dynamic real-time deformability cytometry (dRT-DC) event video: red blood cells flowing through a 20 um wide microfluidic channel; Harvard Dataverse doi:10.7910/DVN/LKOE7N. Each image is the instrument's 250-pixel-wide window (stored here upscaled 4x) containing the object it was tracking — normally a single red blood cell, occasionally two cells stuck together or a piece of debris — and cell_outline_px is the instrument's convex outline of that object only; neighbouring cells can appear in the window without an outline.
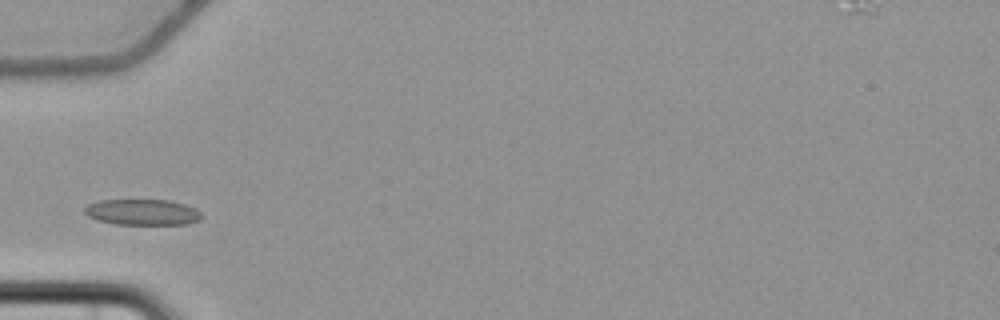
{"species": "common noctule bat (a hibernating species)", "species_latin": "Nyctalus noctula", "temperature_condition": "cold", "stored_images_in_passage": 2, "camera_frame_rate_fps": 3000, "um_per_image_px": 0.085, "animal": {"sex": "female", "body_mass_g": 22.7, "forearm_length_mm": 54.2}, "frame": {"image": 1, "passage_image": 2, "time_ms": 1.333, "image_size_px": [1000, 320], "cell_outline_px": [[204, 216], [200, 220], [188, 224], [116, 224], [100, 220], [88, 216], [84, 212], [84, 208], [88, 204], [100, 200], [168, 200], [184, 204], [196, 208]], "centroid_in_image_um": [12.15, 18.03], "position_along_channel_um": 72.9, "area_um2": 17.63}}